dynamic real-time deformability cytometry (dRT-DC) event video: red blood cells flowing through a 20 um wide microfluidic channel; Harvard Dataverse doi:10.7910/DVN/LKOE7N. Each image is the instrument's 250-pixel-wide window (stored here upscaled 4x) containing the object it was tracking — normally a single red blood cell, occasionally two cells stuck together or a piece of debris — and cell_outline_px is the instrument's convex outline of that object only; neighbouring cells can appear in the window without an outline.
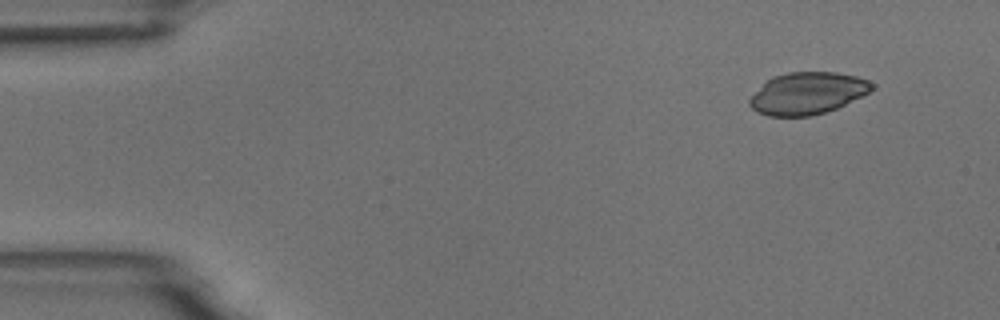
{"species": "common noctule bat (a hibernating species)", "species_latin": "Nyctalus noctula", "temperature_condition": "room temperature", "stored_images_in_passage": 4, "camera_frame_rate_fps": 3000, "um_per_image_px": 0.085, "animal": {"sex": "male", "body_mass_g": 18.8}, "frame": {"image": 1, "passage_image": 1, "time_ms": 0.0, "image_size_px": [1000, 320], "cell_outline_px": [[872, 88], [868, 92], [836, 108], [824, 112], [808, 116], [768, 116], [756, 112], [748, 104], [748, 100], [772, 76], [788, 72], [836, 72], [856, 76], [868, 80], [872, 84]], "centroid_in_image_um": [68.59, 7.93], "position_along_channel_um": 16.4, "area_um2": 29.48}}
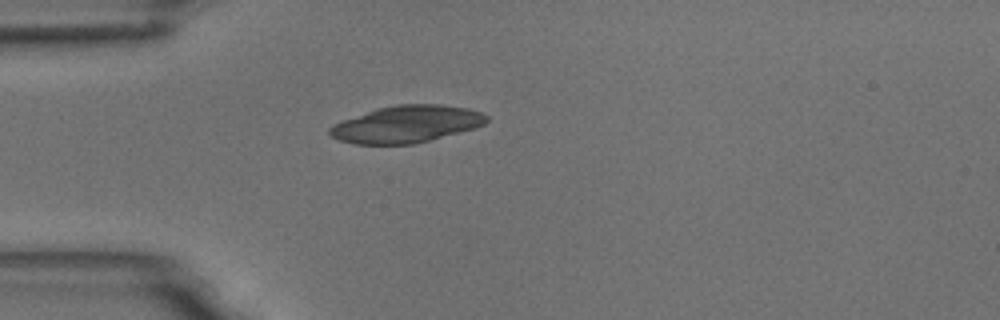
{"frame": {"image": 2, "passage_image": 4, "time_ms": 3.333, "image_size_px": [1000, 320], "cell_outline_px": [[488, 120], [484, 124], [472, 128], [428, 140], [412, 144], [356, 144], [340, 140], [332, 136], [328, 132], [328, 128], [332, 124], [376, 108], [396, 104], [440, 104], [468, 108], [480, 112], [488, 116]], "centroid_in_image_um": [34.51, 10.54], "position_along_channel_um": 50.5, "area_um2": 33.52}}